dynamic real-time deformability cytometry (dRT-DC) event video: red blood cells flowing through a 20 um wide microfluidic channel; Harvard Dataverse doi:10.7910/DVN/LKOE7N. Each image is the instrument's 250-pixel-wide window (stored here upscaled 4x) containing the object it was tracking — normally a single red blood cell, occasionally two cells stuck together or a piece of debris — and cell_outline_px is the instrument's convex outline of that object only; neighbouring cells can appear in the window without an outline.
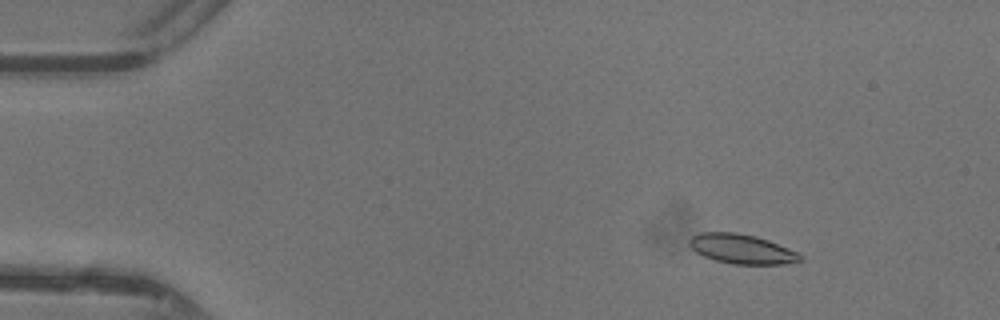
{"species": "common noctule bat (a hibernating species)", "species_latin": "Nyctalus noctula", "temperature_condition": "warm", "stored_images_in_passage": 20, "camera_frame_rate_fps": 3000, "um_per_image_px": 0.085, "animal": {"sex": "female"}, "frame": {"image": 1, "passage_image": 4, "time_ms": 1.0, "image_size_px": [1000, 320], "cell_outline_px": [[804, 260], [784, 264], [732, 264], [716, 260], [704, 256], [696, 252], [688, 244], [688, 240], [692, 236], [700, 232], [736, 232], [756, 236], [768, 240], [788, 248], [804, 256]], "centroid_in_image_um": [63.05, 21.16], "position_along_channel_um": 22.0, "area_um2": 19.13}}
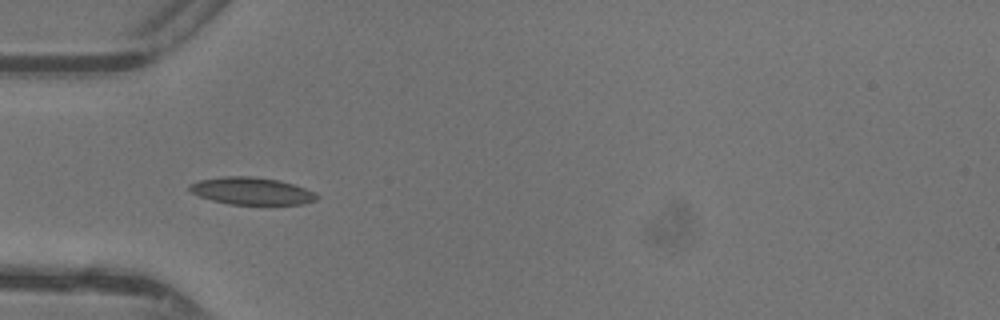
{"frame": {"image": 2, "passage_image": 13, "time_ms": 4.0, "image_size_px": [1000, 320], "cell_outline_px": [[320, 196], [316, 200], [304, 204], [228, 204], [212, 200], [200, 196], [192, 192], [188, 188], [188, 184], [200, 180], [224, 176], [252, 176], [280, 180], [316, 192]], "centroid_in_image_um": [21.4, 16.23], "position_along_channel_um": 63.6, "area_um2": 20.23}}